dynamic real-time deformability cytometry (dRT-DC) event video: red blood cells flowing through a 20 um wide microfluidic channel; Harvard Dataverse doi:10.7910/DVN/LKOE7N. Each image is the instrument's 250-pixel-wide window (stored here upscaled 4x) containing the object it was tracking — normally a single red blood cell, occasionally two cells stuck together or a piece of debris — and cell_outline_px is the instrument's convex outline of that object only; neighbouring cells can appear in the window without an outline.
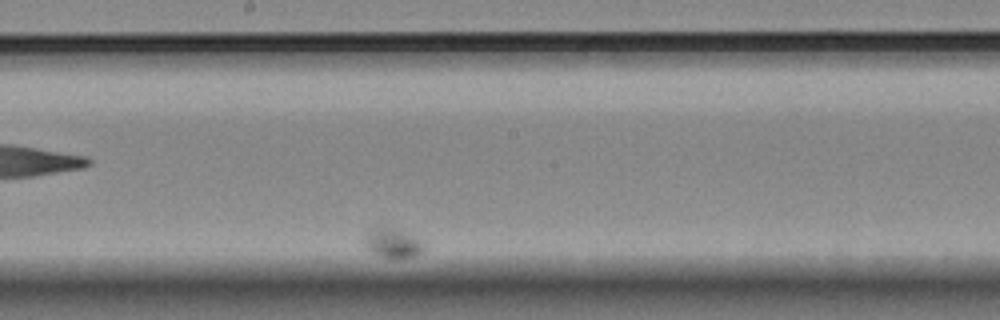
{"species": "Egyptian fruit bat (a non-hibernating species)", "species_latin": "Rousettus aegyptiacus", "temperature_condition": "room temperature", "stored_images_in_passage": 51, "camera_frame_rate_fps": 3000, "um_per_image_px": 0.085, "animal": {"sex": "female"}, "frame": {"image": 1, "passage_image": 30, "time_ms": 9.667, "image_size_px": [1000, 320], "cell_outline_px": [[424, 248], [420, 252], [412, 256], [396, 260], [380, 256], [364, 248], [364, 236], [368, 228], [384, 224], [424, 240]], "centroid_in_image_um": [33.31, 20.63], "position_along_channel_um": 214.9, "area_um2": 10.81}}
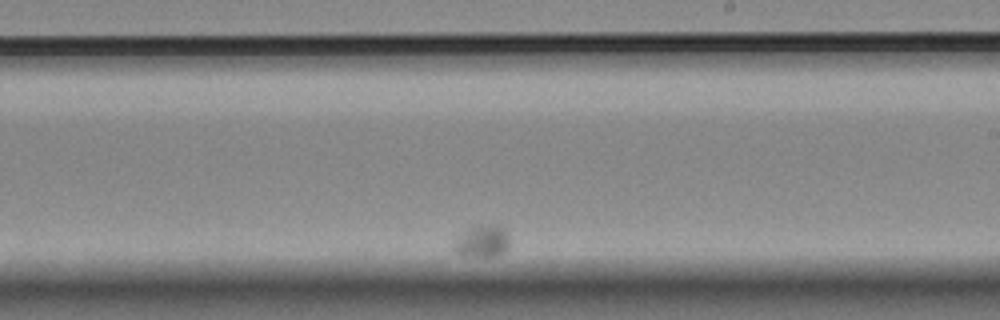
{"frame": {"image": 2, "passage_image": 35, "time_ms": 11.333, "image_size_px": [1000, 320], "cell_outline_px": [[508, 248], [504, 252], [496, 256], [460, 256], [452, 252], [452, 240], [464, 232], [472, 228], [492, 224], [500, 224], [508, 232]], "centroid_in_image_um": [40.95, 20.53], "position_along_channel_um": 248.1, "area_um2": 10.64}}
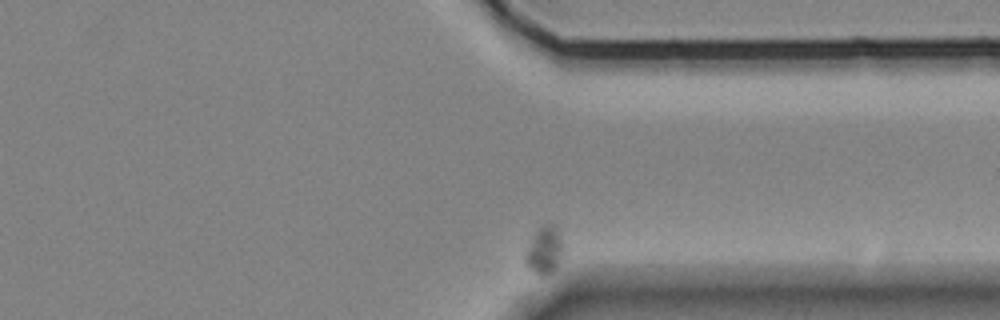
{"frame": {"image": 3, "passage_image": 51, "time_ms": 16.667, "image_size_px": [1000, 320], "cell_outline_px": [[560, 252], [556, 272], [548, 276], [536, 276], [524, 264], [524, 252], [536, 232], [544, 224], [548, 224], [556, 228], [560, 236]], "centroid_in_image_um": [46.2, 21.39], "position_along_channel_um": 365.2, "area_um2": 10.35}}